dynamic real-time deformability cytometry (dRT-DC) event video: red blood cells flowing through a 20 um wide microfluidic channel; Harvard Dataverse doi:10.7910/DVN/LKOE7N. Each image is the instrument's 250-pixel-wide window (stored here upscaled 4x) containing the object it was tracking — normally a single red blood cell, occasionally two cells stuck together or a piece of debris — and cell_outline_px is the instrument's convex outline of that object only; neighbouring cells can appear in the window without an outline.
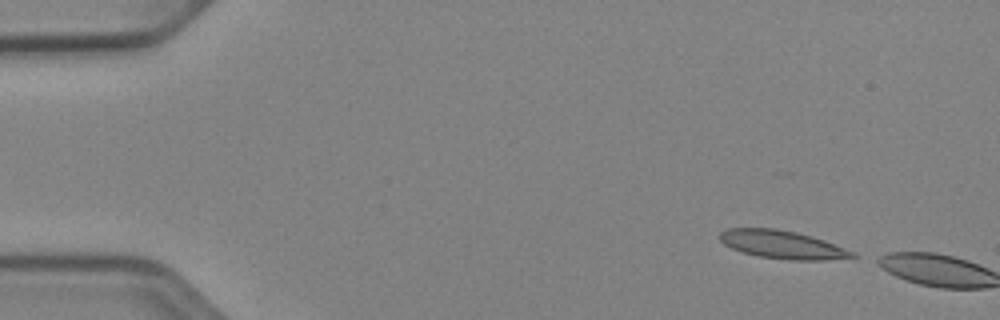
{"species": "Egyptian fruit bat (a non-hibernating species)", "species_latin": "Rousettus aegyptiacus", "temperature_condition": "cold", "stored_images_in_passage": 3, "camera_frame_rate_fps": 3000, "um_per_image_px": 0.085, "animal": {"sex": "female"}, "frame": {"image": 1, "passage_image": 1, "time_ms": 0.0, "image_size_px": [1000, 320], "cell_outline_px": [[860, 256], [824, 260], [792, 260], [760, 256], [744, 252], [732, 248], [724, 244], [720, 240], [720, 232], [728, 228], [776, 228], [796, 232], [812, 236], [824, 240], [856, 252]], "centroid_in_image_um": [66.53, 20.78], "position_along_channel_um": 18.5, "area_um2": 21.62}}